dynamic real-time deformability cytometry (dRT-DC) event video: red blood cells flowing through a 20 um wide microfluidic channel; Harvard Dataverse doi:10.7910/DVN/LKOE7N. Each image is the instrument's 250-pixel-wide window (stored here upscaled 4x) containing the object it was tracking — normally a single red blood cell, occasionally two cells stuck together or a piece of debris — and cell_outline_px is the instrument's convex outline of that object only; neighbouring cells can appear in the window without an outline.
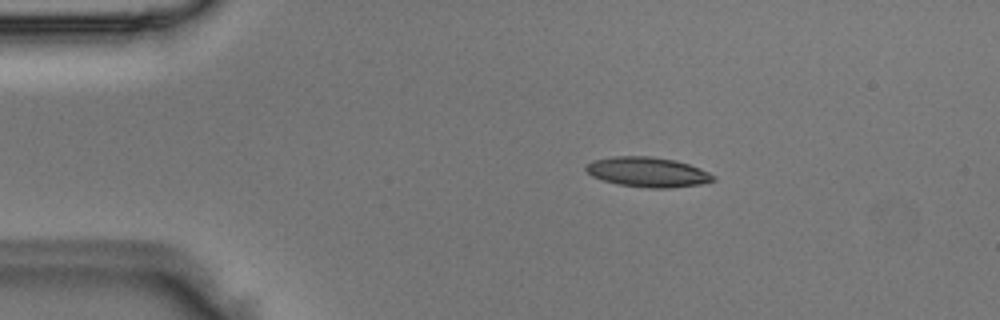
{"species": "Egyptian fruit bat (a non-hibernating species)", "species_latin": "Rousettus aegyptiacus", "temperature_condition": "room temperature", "stored_images_in_passage": 4, "camera_frame_rate_fps": 3000, "um_per_image_px": 0.085, "animal": {"sex": "male"}, "frame": {"image": 1, "passage_image": 1, "time_ms": 0.0, "image_size_px": [1000, 320], "cell_outline_px": [[716, 180], [700, 184], [668, 188], [648, 188], [616, 184], [592, 176], [584, 168], [592, 160], [612, 156], [648, 156], [676, 160], [700, 168], [716, 176]], "centroid_in_image_um": [55.05, 14.62], "position_along_channel_um": 29.9, "area_um2": 22.2}}
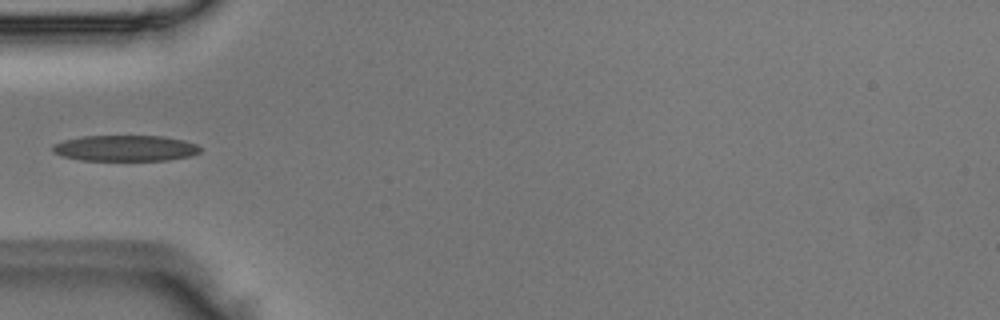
{"frame": {"image": 2, "passage_image": 3, "time_ms": 0.667, "image_size_px": [1000, 320], "cell_outline_px": [[200, 152], [192, 156], [168, 160], [80, 160], [60, 156], [52, 152], [52, 144], [64, 140], [84, 136], [164, 136], [184, 140], [196, 144], [200, 148]], "centroid_in_image_um": [10.63, 12.6], "position_along_channel_um": 74.4, "area_um2": 22.43}}
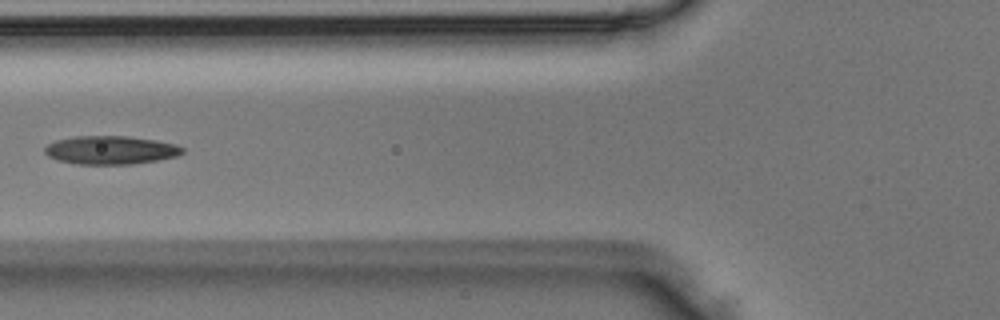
{"frame": {"image": 3, "passage_image": 4, "time_ms": 1.0, "image_size_px": [1000, 320], "cell_outline_px": [[184, 152], [176, 156], [156, 160], [132, 164], [76, 164], [56, 160], [48, 156], [44, 152], [44, 148], [48, 144], [56, 140], [76, 136], [124, 136], [156, 140], [176, 144], [184, 148]], "centroid_in_image_um": [9.38, 12.76], "position_along_channel_um": 116.4, "area_um2": 22.77}}